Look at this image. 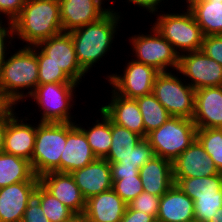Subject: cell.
<instances>
[{"label":"cell","mask_w":222,"mask_h":222,"mask_svg":"<svg viewBox=\"0 0 222 222\" xmlns=\"http://www.w3.org/2000/svg\"><path fill=\"white\" fill-rule=\"evenodd\" d=\"M111 9L99 20L75 29L70 33L75 47L76 57L80 66L88 73L105 55L112 51V43L121 31V11ZM120 24V25H118ZM116 35V36H115ZM115 41V42H113Z\"/></svg>","instance_id":"1"},{"label":"cell","mask_w":222,"mask_h":222,"mask_svg":"<svg viewBox=\"0 0 222 222\" xmlns=\"http://www.w3.org/2000/svg\"><path fill=\"white\" fill-rule=\"evenodd\" d=\"M37 85L36 45L15 49L0 67V92L13 105L19 106L28 100Z\"/></svg>","instance_id":"2"},{"label":"cell","mask_w":222,"mask_h":222,"mask_svg":"<svg viewBox=\"0 0 222 222\" xmlns=\"http://www.w3.org/2000/svg\"><path fill=\"white\" fill-rule=\"evenodd\" d=\"M14 34L23 46H35L63 32L60 3L56 0H26L13 21Z\"/></svg>","instance_id":"3"},{"label":"cell","mask_w":222,"mask_h":222,"mask_svg":"<svg viewBox=\"0 0 222 222\" xmlns=\"http://www.w3.org/2000/svg\"><path fill=\"white\" fill-rule=\"evenodd\" d=\"M186 8L172 13L161 11L154 16L156 20L153 23L155 29L173 46L179 54L201 50L204 39L202 29L196 22L192 12ZM175 12V13H174ZM166 13V14H165Z\"/></svg>","instance_id":"4"},{"label":"cell","mask_w":222,"mask_h":222,"mask_svg":"<svg viewBox=\"0 0 222 222\" xmlns=\"http://www.w3.org/2000/svg\"><path fill=\"white\" fill-rule=\"evenodd\" d=\"M78 85L77 83L37 85L28 98L29 100L30 98L33 99L32 101L38 106L37 110L41 112L38 121L51 123L76 122L78 119L75 115H72L71 109L76 104L75 92L77 91L76 88L79 87Z\"/></svg>","instance_id":"5"},{"label":"cell","mask_w":222,"mask_h":222,"mask_svg":"<svg viewBox=\"0 0 222 222\" xmlns=\"http://www.w3.org/2000/svg\"><path fill=\"white\" fill-rule=\"evenodd\" d=\"M197 127L192 119L171 116L159 128L147 134L146 140L155 156L173 162L196 139Z\"/></svg>","instance_id":"6"},{"label":"cell","mask_w":222,"mask_h":222,"mask_svg":"<svg viewBox=\"0 0 222 222\" xmlns=\"http://www.w3.org/2000/svg\"><path fill=\"white\" fill-rule=\"evenodd\" d=\"M36 123V139L31 166L37 177L60 172V158L66 144V123Z\"/></svg>","instance_id":"7"},{"label":"cell","mask_w":222,"mask_h":222,"mask_svg":"<svg viewBox=\"0 0 222 222\" xmlns=\"http://www.w3.org/2000/svg\"><path fill=\"white\" fill-rule=\"evenodd\" d=\"M172 72H160L156 75L153 94L171 116L193 119L196 90L181 78L178 71L176 74L175 71Z\"/></svg>","instance_id":"8"},{"label":"cell","mask_w":222,"mask_h":222,"mask_svg":"<svg viewBox=\"0 0 222 222\" xmlns=\"http://www.w3.org/2000/svg\"><path fill=\"white\" fill-rule=\"evenodd\" d=\"M149 33L139 32V34L128 37L134 60L153 67L159 73L169 72L170 70L177 71L179 54L153 25L152 28L150 27Z\"/></svg>","instance_id":"9"},{"label":"cell","mask_w":222,"mask_h":222,"mask_svg":"<svg viewBox=\"0 0 222 222\" xmlns=\"http://www.w3.org/2000/svg\"><path fill=\"white\" fill-rule=\"evenodd\" d=\"M130 60L125 61L123 73H110L104 79H108L110 87L117 94L126 98L136 99L153 93L154 80L159 72L151 66L135 61L133 57Z\"/></svg>","instance_id":"10"},{"label":"cell","mask_w":222,"mask_h":222,"mask_svg":"<svg viewBox=\"0 0 222 222\" xmlns=\"http://www.w3.org/2000/svg\"><path fill=\"white\" fill-rule=\"evenodd\" d=\"M177 71L195 90L222 86V66L201 50L179 55Z\"/></svg>","instance_id":"11"},{"label":"cell","mask_w":222,"mask_h":222,"mask_svg":"<svg viewBox=\"0 0 222 222\" xmlns=\"http://www.w3.org/2000/svg\"><path fill=\"white\" fill-rule=\"evenodd\" d=\"M45 53V62H52L75 83L81 84L88 74L79 64L72 37L62 32L37 45ZM81 82V83H80Z\"/></svg>","instance_id":"12"},{"label":"cell","mask_w":222,"mask_h":222,"mask_svg":"<svg viewBox=\"0 0 222 222\" xmlns=\"http://www.w3.org/2000/svg\"><path fill=\"white\" fill-rule=\"evenodd\" d=\"M96 159L84 132L76 122L66 123V144L60 158V172L72 173Z\"/></svg>","instance_id":"13"},{"label":"cell","mask_w":222,"mask_h":222,"mask_svg":"<svg viewBox=\"0 0 222 222\" xmlns=\"http://www.w3.org/2000/svg\"><path fill=\"white\" fill-rule=\"evenodd\" d=\"M59 3L63 32L93 23L111 9L109 6L105 8L104 0H61Z\"/></svg>","instance_id":"14"},{"label":"cell","mask_w":222,"mask_h":222,"mask_svg":"<svg viewBox=\"0 0 222 222\" xmlns=\"http://www.w3.org/2000/svg\"><path fill=\"white\" fill-rule=\"evenodd\" d=\"M15 113L7 122L3 152L31 161L36 139V124ZM26 121V122H25ZM34 124V125H33Z\"/></svg>","instance_id":"15"},{"label":"cell","mask_w":222,"mask_h":222,"mask_svg":"<svg viewBox=\"0 0 222 222\" xmlns=\"http://www.w3.org/2000/svg\"><path fill=\"white\" fill-rule=\"evenodd\" d=\"M39 184L75 214L85 212L86 200L70 173H46L39 177Z\"/></svg>","instance_id":"16"},{"label":"cell","mask_w":222,"mask_h":222,"mask_svg":"<svg viewBox=\"0 0 222 222\" xmlns=\"http://www.w3.org/2000/svg\"><path fill=\"white\" fill-rule=\"evenodd\" d=\"M39 181H23L0 188V222L22 220Z\"/></svg>","instance_id":"17"},{"label":"cell","mask_w":222,"mask_h":222,"mask_svg":"<svg viewBox=\"0 0 222 222\" xmlns=\"http://www.w3.org/2000/svg\"><path fill=\"white\" fill-rule=\"evenodd\" d=\"M173 178L207 177L219 173L197 139L173 162Z\"/></svg>","instance_id":"18"},{"label":"cell","mask_w":222,"mask_h":222,"mask_svg":"<svg viewBox=\"0 0 222 222\" xmlns=\"http://www.w3.org/2000/svg\"><path fill=\"white\" fill-rule=\"evenodd\" d=\"M110 101L99 108L115 124L127 128L145 138V128L141 111L136 99L117 94L112 88ZM108 104V105H107Z\"/></svg>","instance_id":"19"},{"label":"cell","mask_w":222,"mask_h":222,"mask_svg":"<svg viewBox=\"0 0 222 222\" xmlns=\"http://www.w3.org/2000/svg\"><path fill=\"white\" fill-rule=\"evenodd\" d=\"M85 200L113 187L111 167L106 159L97 158L92 163L70 173Z\"/></svg>","instance_id":"20"},{"label":"cell","mask_w":222,"mask_h":222,"mask_svg":"<svg viewBox=\"0 0 222 222\" xmlns=\"http://www.w3.org/2000/svg\"><path fill=\"white\" fill-rule=\"evenodd\" d=\"M193 122L197 129L222 128V86L195 91Z\"/></svg>","instance_id":"21"},{"label":"cell","mask_w":222,"mask_h":222,"mask_svg":"<svg viewBox=\"0 0 222 222\" xmlns=\"http://www.w3.org/2000/svg\"><path fill=\"white\" fill-rule=\"evenodd\" d=\"M127 204L113 190H108L86 200L84 215L88 222H120Z\"/></svg>","instance_id":"22"},{"label":"cell","mask_w":222,"mask_h":222,"mask_svg":"<svg viewBox=\"0 0 222 222\" xmlns=\"http://www.w3.org/2000/svg\"><path fill=\"white\" fill-rule=\"evenodd\" d=\"M139 176L143 191L159 197L174 184L172 162L159 156L147 161L139 169Z\"/></svg>","instance_id":"23"},{"label":"cell","mask_w":222,"mask_h":222,"mask_svg":"<svg viewBox=\"0 0 222 222\" xmlns=\"http://www.w3.org/2000/svg\"><path fill=\"white\" fill-rule=\"evenodd\" d=\"M157 218L162 222L194 221V201L176 184L160 197Z\"/></svg>","instance_id":"24"},{"label":"cell","mask_w":222,"mask_h":222,"mask_svg":"<svg viewBox=\"0 0 222 222\" xmlns=\"http://www.w3.org/2000/svg\"><path fill=\"white\" fill-rule=\"evenodd\" d=\"M182 2L192 12L204 36L222 35V2L215 0H183Z\"/></svg>","instance_id":"25"},{"label":"cell","mask_w":222,"mask_h":222,"mask_svg":"<svg viewBox=\"0 0 222 222\" xmlns=\"http://www.w3.org/2000/svg\"><path fill=\"white\" fill-rule=\"evenodd\" d=\"M23 181H39L30 161L0 152V188Z\"/></svg>","instance_id":"26"},{"label":"cell","mask_w":222,"mask_h":222,"mask_svg":"<svg viewBox=\"0 0 222 222\" xmlns=\"http://www.w3.org/2000/svg\"><path fill=\"white\" fill-rule=\"evenodd\" d=\"M100 118L98 117L95 122H92V126L81 125L79 120L76 121V125L84 132L87 141L97 158L104 159L111 148L112 135H111V120L104 114V112L98 109ZM101 119V120H100Z\"/></svg>","instance_id":"27"},{"label":"cell","mask_w":222,"mask_h":222,"mask_svg":"<svg viewBox=\"0 0 222 222\" xmlns=\"http://www.w3.org/2000/svg\"><path fill=\"white\" fill-rule=\"evenodd\" d=\"M176 184L193 201L197 196H219L222 190V173L207 177L173 178Z\"/></svg>","instance_id":"28"},{"label":"cell","mask_w":222,"mask_h":222,"mask_svg":"<svg viewBox=\"0 0 222 222\" xmlns=\"http://www.w3.org/2000/svg\"><path fill=\"white\" fill-rule=\"evenodd\" d=\"M112 144L108 155L104 158L109 163H118L122 157H126L131 150L144 139L135 132L129 131L127 128L117 125L111 121Z\"/></svg>","instance_id":"29"},{"label":"cell","mask_w":222,"mask_h":222,"mask_svg":"<svg viewBox=\"0 0 222 222\" xmlns=\"http://www.w3.org/2000/svg\"><path fill=\"white\" fill-rule=\"evenodd\" d=\"M136 101L143 118L145 138L148 133L159 128L171 117L153 93L138 97Z\"/></svg>","instance_id":"30"},{"label":"cell","mask_w":222,"mask_h":222,"mask_svg":"<svg viewBox=\"0 0 222 222\" xmlns=\"http://www.w3.org/2000/svg\"><path fill=\"white\" fill-rule=\"evenodd\" d=\"M34 197L39 201L44 215L50 222H63L75 214L56 197L48 193L40 184L35 190Z\"/></svg>","instance_id":"31"},{"label":"cell","mask_w":222,"mask_h":222,"mask_svg":"<svg viewBox=\"0 0 222 222\" xmlns=\"http://www.w3.org/2000/svg\"><path fill=\"white\" fill-rule=\"evenodd\" d=\"M196 139L222 173V128L197 129Z\"/></svg>","instance_id":"32"},{"label":"cell","mask_w":222,"mask_h":222,"mask_svg":"<svg viewBox=\"0 0 222 222\" xmlns=\"http://www.w3.org/2000/svg\"><path fill=\"white\" fill-rule=\"evenodd\" d=\"M38 62V85L46 83H75L59 66L52 62H45V53L36 45Z\"/></svg>","instance_id":"33"},{"label":"cell","mask_w":222,"mask_h":222,"mask_svg":"<svg viewBox=\"0 0 222 222\" xmlns=\"http://www.w3.org/2000/svg\"><path fill=\"white\" fill-rule=\"evenodd\" d=\"M222 207V190L219 196H197L194 200V220L196 222H209Z\"/></svg>","instance_id":"34"},{"label":"cell","mask_w":222,"mask_h":222,"mask_svg":"<svg viewBox=\"0 0 222 222\" xmlns=\"http://www.w3.org/2000/svg\"><path fill=\"white\" fill-rule=\"evenodd\" d=\"M112 181V189L121 197V199L126 204L130 203L143 192L140 176H128L123 177V179L120 180Z\"/></svg>","instance_id":"35"},{"label":"cell","mask_w":222,"mask_h":222,"mask_svg":"<svg viewBox=\"0 0 222 222\" xmlns=\"http://www.w3.org/2000/svg\"><path fill=\"white\" fill-rule=\"evenodd\" d=\"M155 156L154 150L148 141L144 138L142 139L131 153L122 157V160L118 163L123 164V166L137 167L140 169L147 161Z\"/></svg>","instance_id":"36"},{"label":"cell","mask_w":222,"mask_h":222,"mask_svg":"<svg viewBox=\"0 0 222 222\" xmlns=\"http://www.w3.org/2000/svg\"><path fill=\"white\" fill-rule=\"evenodd\" d=\"M159 201V196L143 191L127 206L132 210L147 213L156 218L159 211Z\"/></svg>","instance_id":"37"},{"label":"cell","mask_w":222,"mask_h":222,"mask_svg":"<svg viewBox=\"0 0 222 222\" xmlns=\"http://www.w3.org/2000/svg\"><path fill=\"white\" fill-rule=\"evenodd\" d=\"M3 20H5V18L0 19V67L7 59V55H9V53L11 52L10 47H12L11 48L12 50L15 49L13 47L14 45H12V42L15 43V41H13V40H15L13 22L9 21V20H7V21L6 20L3 21ZM4 22H6L7 24Z\"/></svg>","instance_id":"38"},{"label":"cell","mask_w":222,"mask_h":222,"mask_svg":"<svg viewBox=\"0 0 222 222\" xmlns=\"http://www.w3.org/2000/svg\"><path fill=\"white\" fill-rule=\"evenodd\" d=\"M201 51L222 66V35L204 36Z\"/></svg>","instance_id":"39"},{"label":"cell","mask_w":222,"mask_h":222,"mask_svg":"<svg viewBox=\"0 0 222 222\" xmlns=\"http://www.w3.org/2000/svg\"><path fill=\"white\" fill-rule=\"evenodd\" d=\"M25 3L26 0H0V19L6 17L13 22L21 13Z\"/></svg>","instance_id":"40"},{"label":"cell","mask_w":222,"mask_h":222,"mask_svg":"<svg viewBox=\"0 0 222 222\" xmlns=\"http://www.w3.org/2000/svg\"><path fill=\"white\" fill-rule=\"evenodd\" d=\"M23 220L24 222H50L35 197L29 202L24 212Z\"/></svg>","instance_id":"41"},{"label":"cell","mask_w":222,"mask_h":222,"mask_svg":"<svg viewBox=\"0 0 222 222\" xmlns=\"http://www.w3.org/2000/svg\"><path fill=\"white\" fill-rule=\"evenodd\" d=\"M111 167L112 180H120L123 177L139 176V169L137 167L123 166L120 163H109Z\"/></svg>","instance_id":"42"},{"label":"cell","mask_w":222,"mask_h":222,"mask_svg":"<svg viewBox=\"0 0 222 222\" xmlns=\"http://www.w3.org/2000/svg\"><path fill=\"white\" fill-rule=\"evenodd\" d=\"M162 1L163 3H166V1L168 2V0H125L124 2H127V4L130 5H136L137 7L144 9V11L146 10L150 14L155 15L160 12L158 9H162L160 7L164 5Z\"/></svg>","instance_id":"43"},{"label":"cell","mask_w":222,"mask_h":222,"mask_svg":"<svg viewBox=\"0 0 222 222\" xmlns=\"http://www.w3.org/2000/svg\"><path fill=\"white\" fill-rule=\"evenodd\" d=\"M154 217L147 213L132 210L128 206L120 222H150Z\"/></svg>","instance_id":"44"},{"label":"cell","mask_w":222,"mask_h":222,"mask_svg":"<svg viewBox=\"0 0 222 222\" xmlns=\"http://www.w3.org/2000/svg\"><path fill=\"white\" fill-rule=\"evenodd\" d=\"M18 106L13 105L1 118H0V152L4 149V139L8 120L17 112Z\"/></svg>","instance_id":"45"},{"label":"cell","mask_w":222,"mask_h":222,"mask_svg":"<svg viewBox=\"0 0 222 222\" xmlns=\"http://www.w3.org/2000/svg\"><path fill=\"white\" fill-rule=\"evenodd\" d=\"M13 106V104L0 92V118Z\"/></svg>","instance_id":"46"},{"label":"cell","mask_w":222,"mask_h":222,"mask_svg":"<svg viewBox=\"0 0 222 222\" xmlns=\"http://www.w3.org/2000/svg\"><path fill=\"white\" fill-rule=\"evenodd\" d=\"M63 222H88L84 213L82 214H74L70 218L64 220Z\"/></svg>","instance_id":"47"},{"label":"cell","mask_w":222,"mask_h":222,"mask_svg":"<svg viewBox=\"0 0 222 222\" xmlns=\"http://www.w3.org/2000/svg\"><path fill=\"white\" fill-rule=\"evenodd\" d=\"M209 222H222V207H220L216 214L212 217V219Z\"/></svg>","instance_id":"48"},{"label":"cell","mask_w":222,"mask_h":222,"mask_svg":"<svg viewBox=\"0 0 222 222\" xmlns=\"http://www.w3.org/2000/svg\"><path fill=\"white\" fill-rule=\"evenodd\" d=\"M150 222H162V221L156 217V218L152 219Z\"/></svg>","instance_id":"49"},{"label":"cell","mask_w":222,"mask_h":222,"mask_svg":"<svg viewBox=\"0 0 222 222\" xmlns=\"http://www.w3.org/2000/svg\"><path fill=\"white\" fill-rule=\"evenodd\" d=\"M14 222H24V220L22 219V220H18V221H14Z\"/></svg>","instance_id":"50"}]
</instances>
